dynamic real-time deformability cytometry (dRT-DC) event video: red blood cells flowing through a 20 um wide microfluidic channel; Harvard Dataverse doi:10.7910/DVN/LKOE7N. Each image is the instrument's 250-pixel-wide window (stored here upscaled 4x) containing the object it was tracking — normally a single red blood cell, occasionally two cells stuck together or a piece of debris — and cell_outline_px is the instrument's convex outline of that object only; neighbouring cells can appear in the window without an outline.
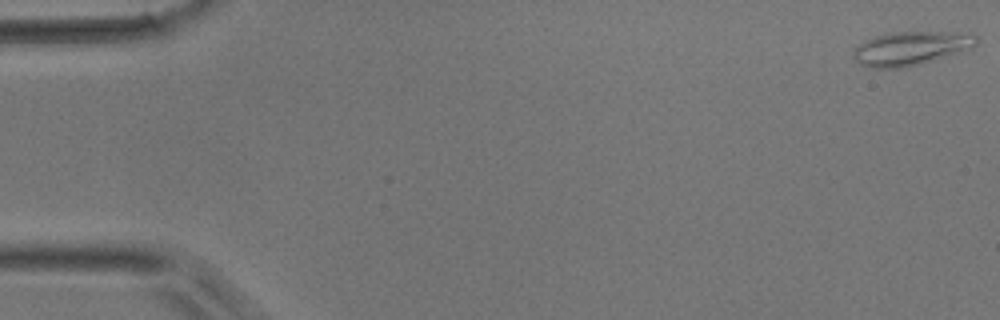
{"species": "common noctule bat (a hibernating species)", "species_latin": "Nyctalus noctula", "temperature_condition": "room temperature", "stored_images_in_passage": 49, "camera_frame_rate_fps": 3000, "um_per_image_px": 0.085, "animal": {"sex": "male", "body_mass_g": 17.9}, "frame": {"image": 1, "passage_image": 1, "time_ms": 0.0, "image_size_px": [1000, 320], "cell_outline_px": [[976, 44], [972, 48], [960, 52], [904, 68], [872, 68], [860, 64], [852, 56], [852, 52], [860, 44], [876, 36], [888, 32], [956, 32], [976, 36]], "centroid_in_image_um": [77.39, 4.11], "position_along_channel_um": 7.6, "area_um2": 23.87}}
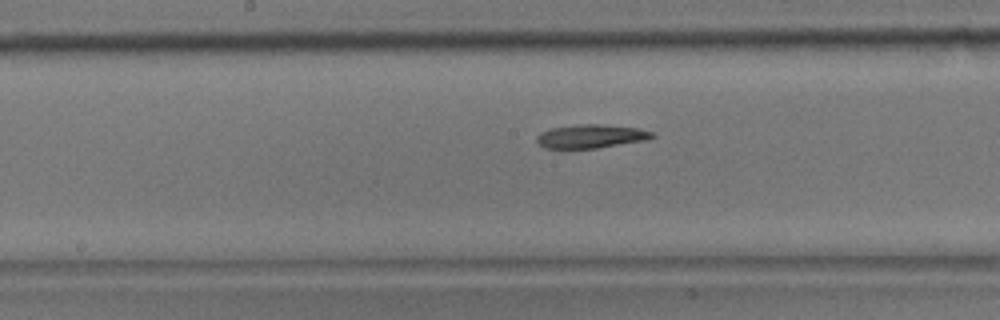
{"frame": {"image": 2, "passage_image": 25, "time_ms": 8.0, "image_size_px": [1000, 320], "cell_outline_px": [[656, 136], [648, 140], [596, 148], [544, 148], [536, 140], [536, 136], [540, 132], [548, 128], [584, 124], [600, 124], [636, 128], [652, 132]], "centroid_in_image_um": [50.21, 11.58], "position_along_channel_um": 198.0, "area_um2": 15.84}}
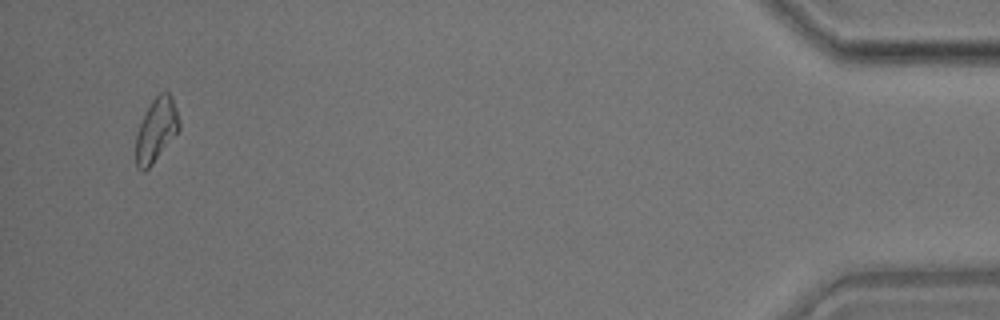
{"frame": {"image": 3, "passage_image": 47, "time_ms": 15.333, "image_size_px": [1000, 320], "cell_outline_px": [[180, 128], [152, 164], [144, 172], [136, 168], [136, 132], [152, 100], [160, 92], [168, 92], [172, 96], [176, 108], [180, 124]], "centroid_in_image_um": [13.27, 11.05], "position_along_channel_um": 421.9, "area_um2": 15.78}}